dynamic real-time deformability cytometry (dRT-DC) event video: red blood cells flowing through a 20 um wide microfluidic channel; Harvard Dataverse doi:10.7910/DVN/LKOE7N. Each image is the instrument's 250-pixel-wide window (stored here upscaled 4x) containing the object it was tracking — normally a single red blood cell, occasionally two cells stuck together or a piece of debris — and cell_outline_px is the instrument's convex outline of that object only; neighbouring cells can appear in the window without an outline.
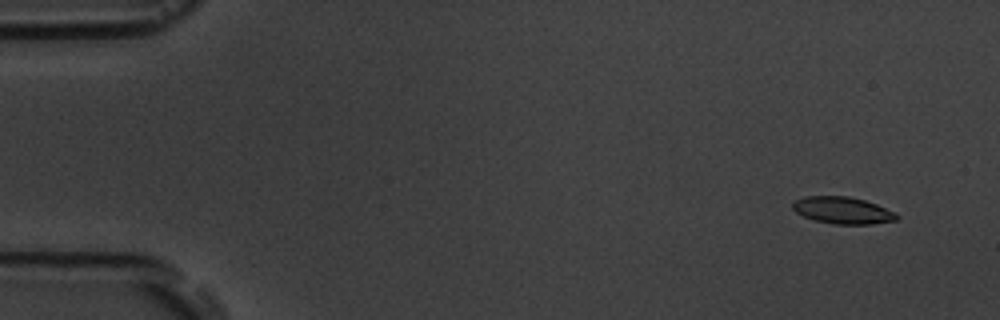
{"species": "common noctule bat (a hibernating species)", "species_latin": "Nyctalus noctula", "temperature_condition": "room temperature", "stored_images_in_passage": 6, "segment_of_instrument_passage": [1, 2], "camera_frame_rate_fps": 3000, "um_per_image_px": 0.085, "animal": {"sex": "male", "body_mass_g": 19.5, "forearm_length_mm": 54.6}, "frame": {"image": 1, "passage_image": 2, "time_ms": 1.0, "image_size_px": [1000, 320], "cell_outline_px": [[900, 216], [896, 220], [872, 224], [832, 224], [816, 220], [804, 216], [796, 212], [792, 208], [792, 204], [796, 200], [804, 196], [848, 196], [864, 200], [876, 204], [896, 212]], "centroid_in_image_um": [71.65, 17.88], "position_along_channel_um": 13.4, "area_um2": 16.3}}
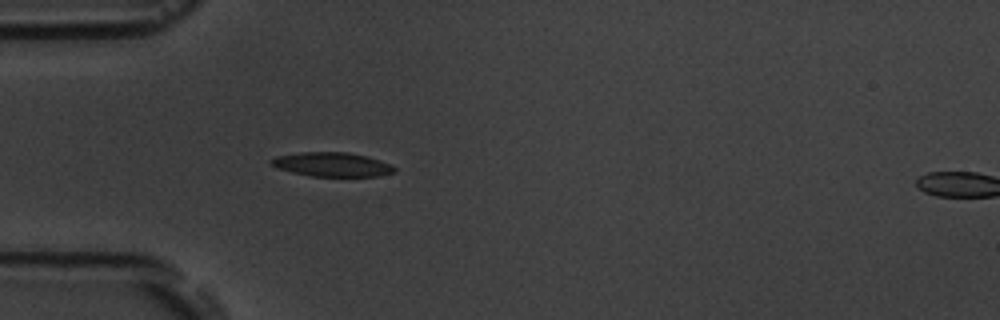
{"frame": {"image": 2, "passage_image": 5, "time_ms": 5.333, "image_size_px": [1000, 320], "cell_outline_px": [[396, 172], [376, 176], [312, 176], [292, 172], [268, 164], [268, 160], [276, 156], [300, 152], [348, 152], [368, 156], [392, 164], [396, 168]], "centroid_in_image_um": [28.23, 13.97], "position_along_channel_um": 56.8, "area_um2": 17.46}}